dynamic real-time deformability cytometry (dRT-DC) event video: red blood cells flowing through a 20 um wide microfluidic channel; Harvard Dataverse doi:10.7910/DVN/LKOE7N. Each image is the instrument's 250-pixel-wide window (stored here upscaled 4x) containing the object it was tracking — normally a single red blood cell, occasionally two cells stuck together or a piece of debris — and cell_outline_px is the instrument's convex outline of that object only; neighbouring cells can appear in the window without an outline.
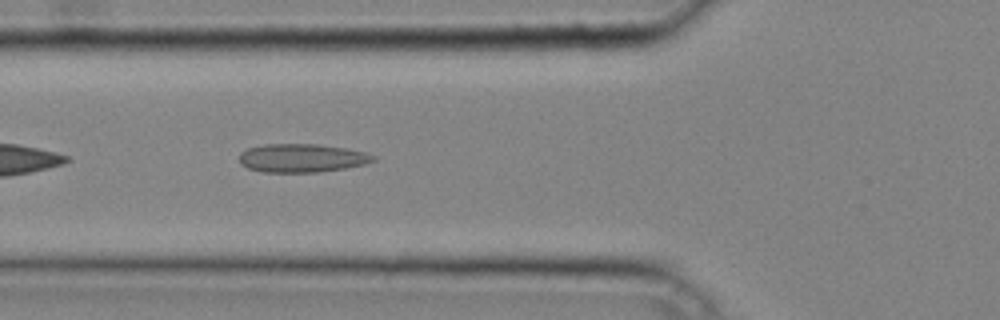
{"species": "common noctule bat (a hibernating species)", "species_latin": "Nyctalus noctula", "temperature_condition": "cold", "stored_images_in_passage": 33, "camera_frame_rate_fps": 3000, "um_per_image_px": 0.085, "animal": {"sex": "male", "body_mass_g": 20.4}, "frame": {"image": 1, "passage_image": 9, "time_ms": 2.667, "image_size_px": [1000, 320], "cell_outline_px": [[376, 160], [364, 164], [344, 168], [320, 172], [264, 172], [248, 168], [240, 164], [240, 152], [248, 148], [264, 144], [316, 144], [344, 148], [364, 152], [376, 156]], "centroid_in_image_um": [25.64, 13.43], "position_along_channel_um": 100.2, "area_um2": 22.14}}
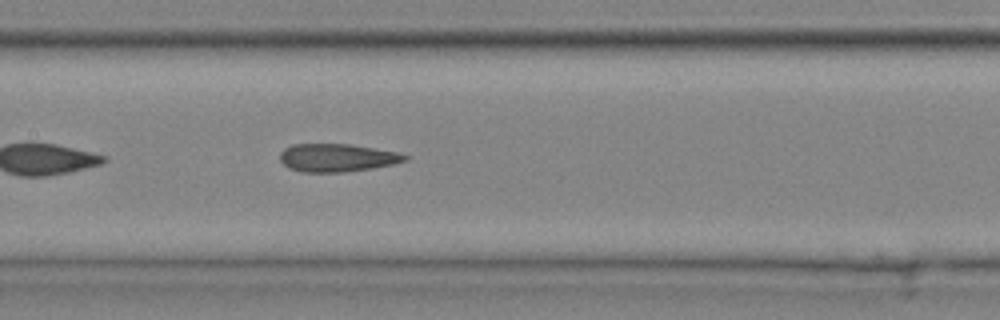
{"frame": {"image": 2, "passage_image": 14, "time_ms": 4.333, "image_size_px": [1000, 320], "cell_outline_px": [[408, 160], [392, 164], [372, 168], [344, 172], [304, 172], [288, 168], [280, 160], [280, 152], [284, 148], [292, 144], [348, 144], [400, 152], [408, 156]], "centroid_in_image_um": [28.65, 13.4], "position_along_channel_um": 178.8, "area_um2": 20.4}}
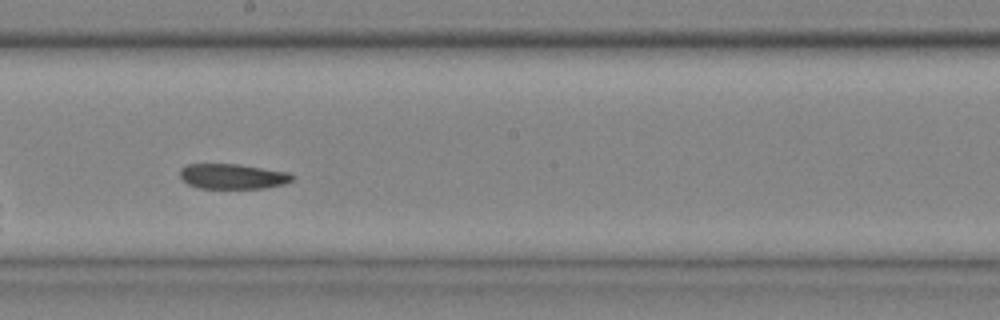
{"frame": {"image": 3, "passage_image": 16, "time_ms": 5.0, "image_size_px": [1000, 320], "cell_outline_px": [[296, 176], [292, 180], [284, 184], [264, 188], [200, 188], [188, 184], [180, 176], [180, 168], [188, 164], [240, 164], [288, 172]], "centroid_in_image_um": [19.8, 14.98], "position_along_channel_um": 228.4, "area_um2": 16.47}}